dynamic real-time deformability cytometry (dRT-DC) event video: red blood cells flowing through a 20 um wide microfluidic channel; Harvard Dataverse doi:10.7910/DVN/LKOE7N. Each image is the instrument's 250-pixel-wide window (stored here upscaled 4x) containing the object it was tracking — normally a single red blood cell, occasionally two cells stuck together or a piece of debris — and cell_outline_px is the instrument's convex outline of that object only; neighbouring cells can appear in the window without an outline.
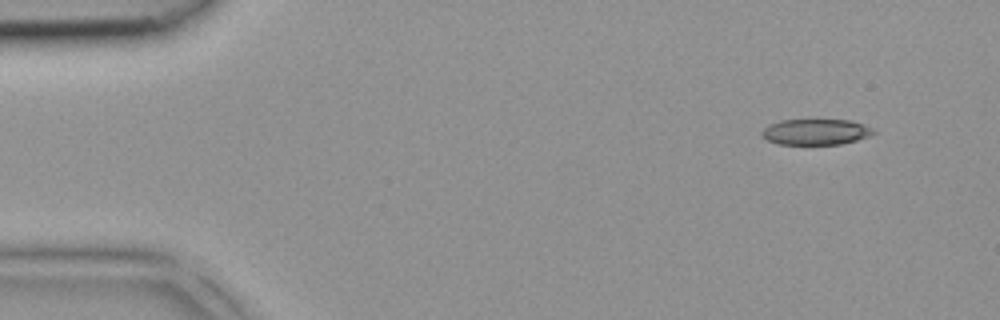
{"species": "common noctule bat (a hibernating species)", "species_latin": "Nyctalus noctula", "temperature_condition": "room temperature", "stored_images_in_passage": 3, "camera_frame_rate_fps": 3000, "um_per_image_px": 0.085, "animal": {"sex": "female", "body_mass_g": 18.4}, "frame": {"image": 1, "passage_image": 1, "time_ms": 0.0, "image_size_px": [1000, 320], "cell_outline_px": [[876, 132], [868, 136], [856, 140], [840, 144], [776, 144], [760, 136], [760, 132], [768, 124], [780, 120], [848, 120], [864, 124], [872, 128]], "centroid_in_image_um": [69.29, 11.21], "position_along_channel_um": 15.7, "area_um2": 16.82}}